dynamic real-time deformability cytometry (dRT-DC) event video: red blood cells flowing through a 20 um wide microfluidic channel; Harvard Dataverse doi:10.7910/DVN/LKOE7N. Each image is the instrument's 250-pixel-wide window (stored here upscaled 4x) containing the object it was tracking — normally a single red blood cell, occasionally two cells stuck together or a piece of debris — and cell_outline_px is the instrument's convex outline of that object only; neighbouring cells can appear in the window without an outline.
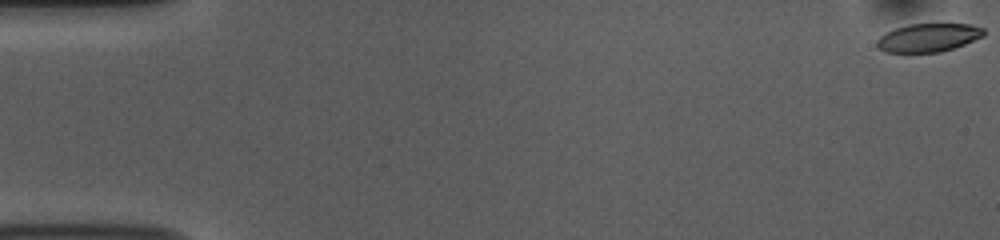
{"species": "common noctule bat (a hibernating species)", "species_latin": "Nyctalus noctula", "temperature_condition": "room temperature", "stored_images_in_passage": 54, "camera_frame_rate_fps": 3000, "um_per_image_px": 0.085, "animal": {"sex": "female", "body_mass_g": 10.0, "forearm_length_mm": 53.1}, "frame": {"image": 1, "passage_image": 1, "time_ms": 0.0, "image_size_px": [1000, 240], "cell_outline_px": [[984, 36], [964, 44], [940, 52], [908, 56], [884, 52], [876, 48], [876, 40], [880, 36], [896, 28], [908, 24], [968, 24], [984, 28]], "centroid_in_image_um": [78.81, 3.26], "position_along_channel_um": 6.2, "area_um2": 18.38}}
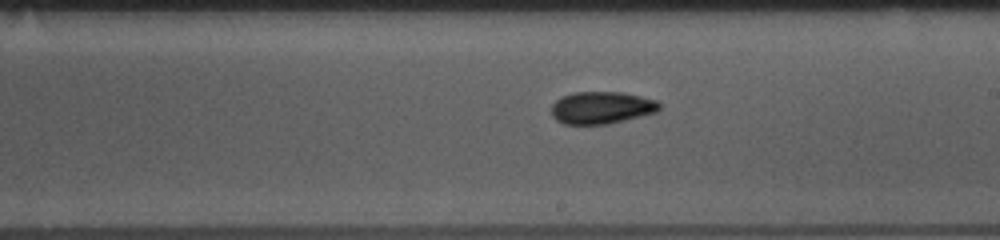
{"frame": {"image": 2, "passage_image": 31, "time_ms": 10.0, "image_size_px": [1000, 240], "cell_outline_px": [[660, 108], [656, 112], [608, 124], [564, 124], [556, 120], [552, 116], [552, 104], [560, 96], [572, 92], [624, 92], [656, 100], [660, 104]], "centroid_in_image_um": [51.1, 9.14], "position_along_channel_um": 237.9, "area_um2": 20.35}}
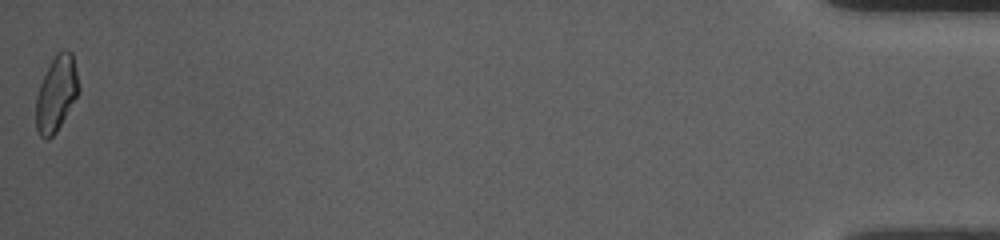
{"frame": {"image": 3, "passage_image": 54, "time_ms": 17.667, "image_size_px": [1000, 240], "cell_outline_px": [[80, 92], [56, 132], [48, 140], [44, 140], [40, 136], [36, 128], [36, 96], [40, 84], [56, 52], [64, 48], [72, 52], [80, 88]], "centroid_in_image_um": [4.8, 7.96], "position_along_channel_um": 430.4, "area_um2": 18.84}, "authors_computed_cell_mechanics": {"area_um2": 19.4786, "velocity_mm_per_s": 3.7576, "shape_relaxation_time_tau1_ms": 9.7838, "shape_relaxation_time_tau2_ms": 6.2452, "deformation_change_tau1": 0.219, "deformation_change_tau2": 0.1151}}